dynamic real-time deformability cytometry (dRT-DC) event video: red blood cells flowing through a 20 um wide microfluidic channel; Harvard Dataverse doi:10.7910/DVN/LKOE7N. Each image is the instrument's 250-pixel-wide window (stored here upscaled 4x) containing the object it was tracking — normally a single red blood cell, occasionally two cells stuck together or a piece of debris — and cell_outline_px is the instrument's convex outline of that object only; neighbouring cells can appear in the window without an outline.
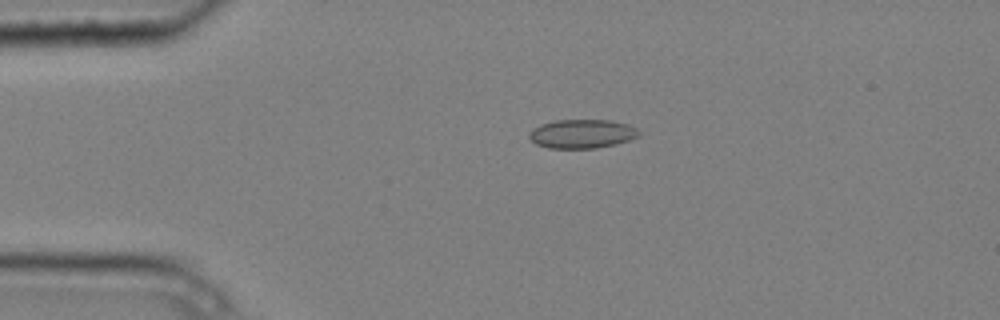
{"species": "common noctule bat (a hibernating species)", "species_latin": "Nyctalus noctula", "temperature_condition": "cold", "stored_images_in_passage": 5, "camera_frame_rate_fps": 3000, "um_per_image_px": 0.085, "animal": {"sex": "male", "body_mass_g": 20.4}, "frame": {"image": 1, "passage_image": 4, "time_ms": 1.0, "image_size_px": [1000, 320], "cell_outline_px": [[640, 136], [616, 144], [596, 148], [548, 148], [536, 144], [528, 136], [528, 132], [532, 128], [540, 124], [556, 120], [612, 120], [628, 124], [636, 128], [640, 132]], "centroid_in_image_um": [49.46, 11.37], "position_along_channel_um": 35.5, "area_um2": 18.61}}